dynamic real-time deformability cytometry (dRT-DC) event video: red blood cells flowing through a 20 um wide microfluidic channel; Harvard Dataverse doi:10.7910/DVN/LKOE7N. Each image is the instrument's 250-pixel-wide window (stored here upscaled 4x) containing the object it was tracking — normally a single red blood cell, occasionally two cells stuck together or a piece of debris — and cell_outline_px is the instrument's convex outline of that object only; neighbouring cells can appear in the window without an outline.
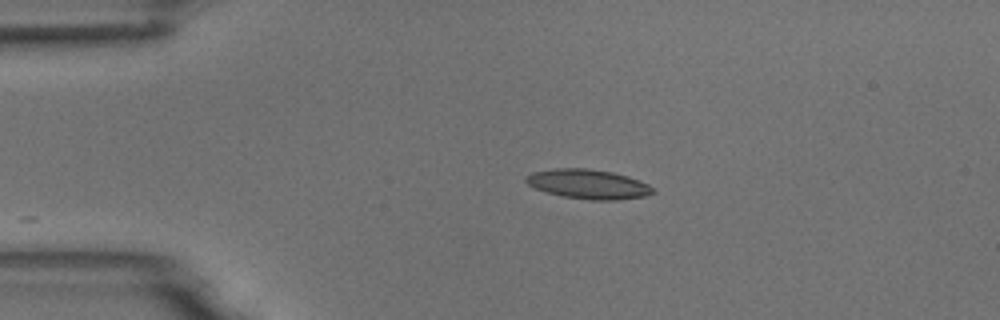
{"species": "common noctule bat (a hibernating species)", "species_latin": "Nyctalus noctula", "temperature_condition": "room temperature", "stored_images_in_passage": 3, "camera_frame_rate_fps": 3000, "um_per_image_px": 0.085, "animal": {"sex": "male", "body_mass_g": 18.8}, "frame": {"image": 1, "passage_image": 3, "time_ms": 0.667, "image_size_px": [1000, 320], "cell_outline_px": [[656, 192], [644, 196], [616, 200], [592, 200], [564, 196], [544, 192], [528, 184], [524, 180], [524, 176], [532, 172], [556, 168], [584, 168], [612, 172], [628, 176], [648, 184]], "centroid_in_image_um": [49.97, 15.64], "position_along_channel_um": 35.0, "area_um2": 21.73}}